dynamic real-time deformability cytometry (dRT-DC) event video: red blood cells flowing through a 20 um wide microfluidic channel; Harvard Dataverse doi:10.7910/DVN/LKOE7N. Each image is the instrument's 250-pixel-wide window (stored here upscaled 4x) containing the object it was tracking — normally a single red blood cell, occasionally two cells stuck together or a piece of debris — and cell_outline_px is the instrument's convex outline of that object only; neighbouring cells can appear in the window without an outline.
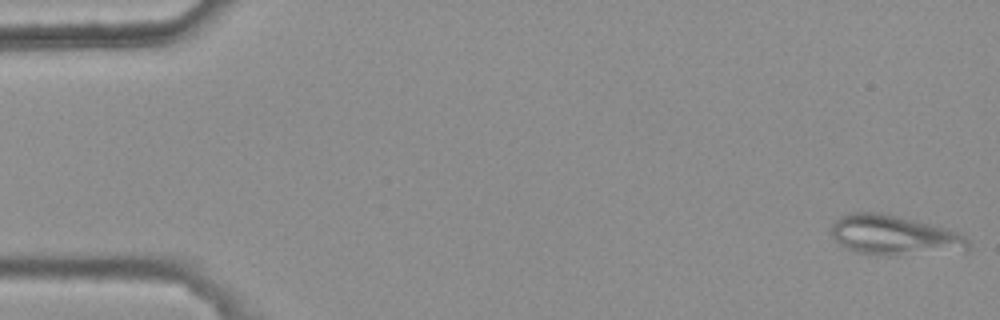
{"species": "common noctule bat (a hibernating species)", "species_latin": "Nyctalus noctula", "temperature_condition": "warm", "stored_images_in_passage": 6, "camera_frame_rate_fps": 3000, "um_per_image_px": 0.085, "animal": {"sex": "female", "body_mass_g": 25.1}, "frame": {"image": 1, "passage_image": 1, "time_ms": 0.0, "image_size_px": [1000, 320], "cell_outline_px": [[972, 252], [896, 256], [888, 256], [852, 252], [840, 244], [832, 236], [832, 224], [840, 216], [848, 212], [880, 212], [916, 220], [960, 232], [968, 240]], "centroid_in_image_um": [76.1, 20.03], "position_along_channel_um": 8.9, "area_um2": 32.83}}